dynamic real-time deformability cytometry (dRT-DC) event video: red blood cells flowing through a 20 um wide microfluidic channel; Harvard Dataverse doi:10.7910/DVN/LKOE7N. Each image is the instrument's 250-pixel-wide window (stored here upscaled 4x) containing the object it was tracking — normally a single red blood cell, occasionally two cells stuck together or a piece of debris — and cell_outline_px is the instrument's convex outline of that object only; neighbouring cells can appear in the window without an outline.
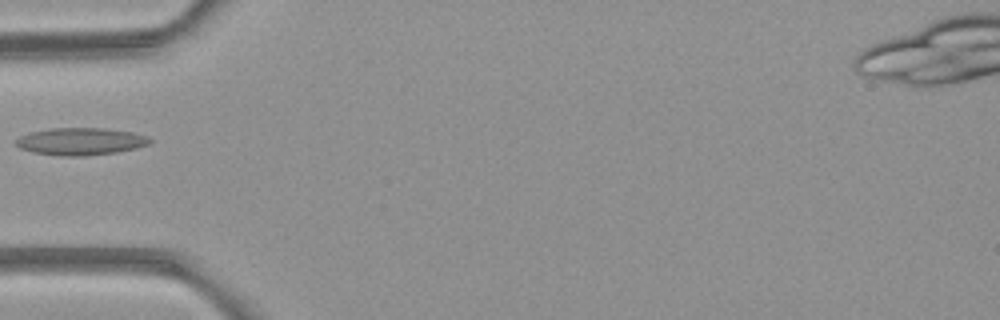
{"species": "common noctule bat (a hibernating species)", "species_latin": "Nyctalus noctula", "temperature_condition": "room temperature", "stored_images_in_passage": 1, "camera_frame_rate_fps": 3000, "um_per_image_px": 0.085, "animal": {"sex": "female", "body_mass_g": 21.9}, "frame": {"image": 1, "passage_image": 1, "time_ms": 0.0, "image_size_px": [1000, 320], "cell_outline_px": [[152, 140], [148, 144], [136, 148], [116, 152], [84, 156], [60, 156], [32, 152], [20, 148], [16, 144], [16, 140], [20, 136], [32, 132], [52, 128], [104, 128], [132, 132], [148, 136]], "centroid_in_image_um": [6.86, 12.02], "position_along_channel_um": 78.1, "area_um2": 21.21}}